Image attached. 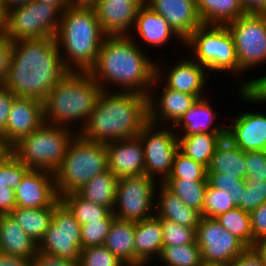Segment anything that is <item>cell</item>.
I'll use <instances>...</instances> for the list:
<instances>
[{
    "label": "cell",
    "instance_id": "cell-1",
    "mask_svg": "<svg viewBox=\"0 0 266 266\" xmlns=\"http://www.w3.org/2000/svg\"><path fill=\"white\" fill-rule=\"evenodd\" d=\"M138 42L130 36L104 37L95 66L89 71L102 91L149 96L156 77V61Z\"/></svg>",
    "mask_w": 266,
    "mask_h": 266
},
{
    "label": "cell",
    "instance_id": "cell-2",
    "mask_svg": "<svg viewBox=\"0 0 266 266\" xmlns=\"http://www.w3.org/2000/svg\"><path fill=\"white\" fill-rule=\"evenodd\" d=\"M12 59L3 87L16 97L43 101L69 71L56 38L12 41Z\"/></svg>",
    "mask_w": 266,
    "mask_h": 266
},
{
    "label": "cell",
    "instance_id": "cell-3",
    "mask_svg": "<svg viewBox=\"0 0 266 266\" xmlns=\"http://www.w3.org/2000/svg\"><path fill=\"white\" fill-rule=\"evenodd\" d=\"M148 122V96L102 91L87 122L77 134L89 142L106 144L138 136Z\"/></svg>",
    "mask_w": 266,
    "mask_h": 266
},
{
    "label": "cell",
    "instance_id": "cell-4",
    "mask_svg": "<svg viewBox=\"0 0 266 266\" xmlns=\"http://www.w3.org/2000/svg\"><path fill=\"white\" fill-rule=\"evenodd\" d=\"M104 37L91 5L72 4L65 8L55 37L65 68L69 72H89L95 66Z\"/></svg>",
    "mask_w": 266,
    "mask_h": 266
},
{
    "label": "cell",
    "instance_id": "cell-5",
    "mask_svg": "<svg viewBox=\"0 0 266 266\" xmlns=\"http://www.w3.org/2000/svg\"><path fill=\"white\" fill-rule=\"evenodd\" d=\"M101 92V86L89 72H68L43 100L44 122L78 133L87 122ZM77 123L81 124L80 127H76Z\"/></svg>",
    "mask_w": 266,
    "mask_h": 266
},
{
    "label": "cell",
    "instance_id": "cell-6",
    "mask_svg": "<svg viewBox=\"0 0 266 266\" xmlns=\"http://www.w3.org/2000/svg\"><path fill=\"white\" fill-rule=\"evenodd\" d=\"M107 170L106 144L89 142L77 134L70 142L61 166L54 173L58 197L77 192L91 178Z\"/></svg>",
    "mask_w": 266,
    "mask_h": 266
},
{
    "label": "cell",
    "instance_id": "cell-7",
    "mask_svg": "<svg viewBox=\"0 0 266 266\" xmlns=\"http://www.w3.org/2000/svg\"><path fill=\"white\" fill-rule=\"evenodd\" d=\"M76 131L43 123L12 146L13 155L29 169L55 173L61 166Z\"/></svg>",
    "mask_w": 266,
    "mask_h": 266
},
{
    "label": "cell",
    "instance_id": "cell-8",
    "mask_svg": "<svg viewBox=\"0 0 266 266\" xmlns=\"http://www.w3.org/2000/svg\"><path fill=\"white\" fill-rule=\"evenodd\" d=\"M184 47L209 73L231 72L239 79L236 49L227 25L202 24L184 41Z\"/></svg>",
    "mask_w": 266,
    "mask_h": 266
},
{
    "label": "cell",
    "instance_id": "cell-9",
    "mask_svg": "<svg viewBox=\"0 0 266 266\" xmlns=\"http://www.w3.org/2000/svg\"><path fill=\"white\" fill-rule=\"evenodd\" d=\"M60 19L55 6L33 0L7 11L1 17V32L11 41L55 38Z\"/></svg>",
    "mask_w": 266,
    "mask_h": 266
},
{
    "label": "cell",
    "instance_id": "cell-10",
    "mask_svg": "<svg viewBox=\"0 0 266 266\" xmlns=\"http://www.w3.org/2000/svg\"><path fill=\"white\" fill-rule=\"evenodd\" d=\"M158 184L145 174L119 178L112 210L116 219L138 222L154 216Z\"/></svg>",
    "mask_w": 266,
    "mask_h": 266
},
{
    "label": "cell",
    "instance_id": "cell-11",
    "mask_svg": "<svg viewBox=\"0 0 266 266\" xmlns=\"http://www.w3.org/2000/svg\"><path fill=\"white\" fill-rule=\"evenodd\" d=\"M234 40L239 76L266 63V28L259 14L241 15L226 24ZM260 65V66H259ZM243 73V74H242Z\"/></svg>",
    "mask_w": 266,
    "mask_h": 266
},
{
    "label": "cell",
    "instance_id": "cell-12",
    "mask_svg": "<svg viewBox=\"0 0 266 266\" xmlns=\"http://www.w3.org/2000/svg\"><path fill=\"white\" fill-rule=\"evenodd\" d=\"M138 137L145 156L144 174L163 183L171 173L173 159L178 151V135L172 126H160L148 122Z\"/></svg>",
    "mask_w": 266,
    "mask_h": 266
},
{
    "label": "cell",
    "instance_id": "cell-13",
    "mask_svg": "<svg viewBox=\"0 0 266 266\" xmlns=\"http://www.w3.org/2000/svg\"><path fill=\"white\" fill-rule=\"evenodd\" d=\"M81 249V225L60 202L54 208L51 223L38 243V250L78 262Z\"/></svg>",
    "mask_w": 266,
    "mask_h": 266
},
{
    "label": "cell",
    "instance_id": "cell-14",
    "mask_svg": "<svg viewBox=\"0 0 266 266\" xmlns=\"http://www.w3.org/2000/svg\"><path fill=\"white\" fill-rule=\"evenodd\" d=\"M195 237L201 250L202 261L230 264L247 249L237 237L223 228L215 218L201 217L196 228Z\"/></svg>",
    "mask_w": 266,
    "mask_h": 266
},
{
    "label": "cell",
    "instance_id": "cell-15",
    "mask_svg": "<svg viewBox=\"0 0 266 266\" xmlns=\"http://www.w3.org/2000/svg\"><path fill=\"white\" fill-rule=\"evenodd\" d=\"M155 90H159L158 94ZM198 99L197 96L167 88L155 77L148 96L149 122L159 126H173Z\"/></svg>",
    "mask_w": 266,
    "mask_h": 266
},
{
    "label": "cell",
    "instance_id": "cell-16",
    "mask_svg": "<svg viewBox=\"0 0 266 266\" xmlns=\"http://www.w3.org/2000/svg\"><path fill=\"white\" fill-rule=\"evenodd\" d=\"M187 56L185 55V59L183 58L175 64L172 63L173 66H170L169 70H166V67L163 68L164 64L160 66L156 62V77L167 88L197 96L199 99L204 98L206 96H203L205 94L203 91L205 90L204 87L207 86V78L210 73L203 65L193 60L189 55Z\"/></svg>",
    "mask_w": 266,
    "mask_h": 266
},
{
    "label": "cell",
    "instance_id": "cell-17",
    "mask_svg": "<svg viewBox=\"0 0 266 266\" xmlns=\"http://www.w3.org/2000/svg\"><path fill=\"white\" fill-rule=\"evenodd\" d=\"M16 207H51L58 199L54 173L30 169L14 189Z\"/></svg>",
    "mask_w": 266,
    "mask_h": 266
},
{
    "label": "cell",
    "instance_id": "cell-18",
    "mask_svg": "<svg viewBox=\"0 0 266 266\" xmlns=\"http://www.w3.org/2000/svg\"><path fill=\"white\" fill-rule=\"evenodd\" d=\"M141 5L140 1L96 0L91 6L105 36H129Z\"/></svg>",
    "mask_w": 266,
    "mask_h": 266
},
{
    "label": "cell",
    "instance_id": "cell-19",
    "mask_svg": "<svg viewBox=\"0 0 266 266\" xmlns=\"http://www.w3.org/2000/svg\"><path fill=\"white\" fill-rule=\"evenodd\" d=\"M226 127V137L243 151H266V113L243 110Z\"/></svg>",
    "mask_w": 266,
    "mask_h": 266
},
{
    "label": "cell",
    "instance_id": "cell-20",
    "mask_svg": "<svg viewBox=\"0 0 266 266\" xmlns=\"http://www.w3.org/2000/svg\"><path fill=\"white\" fill-rule=\"evenodd\" d=\"M44 122L43 101L16 97L13 100L6 128L1 132L13 146L22 137L37 130Z\"/></svg>",
    "mask_w": 266,
    "mask_h": 266
},
{
    "label": "cell",
    "instance_id": "cell-21",
    "mask_svg": "<svg viewBox=\"0 0 266 266\" xmlns=\"http://www.w3.org/2000/svg\"><path fill=\"white\" fill-rule=\"evenodd\" d=\"M108 169L119 179L144 174L145 156L138 136L106 143Z\"/></svg>",
    "mask_w": 266,
    "mask_h": 266
},
{
    "label": "cell",
    "instance_id": "cell-22",
    "mask_svg": "<svg viewBox=\"0 0 266 266\" xmlns=\"http://www.w3.org/2000/svg\"><path fill=\"white\" fill-rule=\"evenodd\" d=\"M145 4L163 16L183 41L203 24L196 0H148Z\"/></svg>",
    "mask_w": 266,
    "mask_h": 266
},
{
    "label": "cell",
    "instance_id": "cell-23",
    "mask_svg": "<svg viewBox=\"0 0 266 266\" xmlns=\"http://www.w3.org/2000/svg\"><path fill=\"white\" fill-rule=\"evenodd\" d=\"M133 28V31L136 32L133 33L134 35L130 34L129 36L133 40L137 36L142 41L141 43L151 47L154 46L153 48H163L175 38L184 45V41L174 32L164 17L158 15L145 3L138 8Z\"/></svg>",
    "mask_w": 266,
    "mask_h": 266
},
{
    "label": "cell",
    "instance_id": "cell-24",
    "mask_svg": "<svg viewBox=\"0 0 266 266\" xmlns=\"http://www.w3.org/2000/svg\"><path fill=\"white\" fill-rule=\"evenodd\" d=\"M218 116L220 115L214 110L211 101L204 97L198 99L172 128L178 136L198 133H226L227 122L223 123L222 121L219 124V121L216 122Z\"/></svg>",
    "mask_w": 266,
    "mask_h": 266
},
{
    "label": "cell",
    "instance_id": "cell-25",
    "mask_svg": "<svg viewBox=\"0 0 266 266\" xmlns=\"http://www.w3.org/2000/svg\"><path fill=\"white\" fill-rule=\"evenodd\" d=\"M134 247L135 264L158 261L163 247V231L156 215L135 222Z\"/></svg>",
    "mask_w": 266,
    "mask_h": 266
},
{
    "label": "cell",
    "instance_id": "cell-26",
    "mask_svg": "<svg viewBox=\"0 0 266 266\" xmlns=\"http://www.w3.org/2000/svg\"><path fill=\"white\" fill-rule=\"evenodd\" d=\"M155 200V215L158 218L168 219L196 230L202 217L201 213L191 207H187L163 183H159L157 186Z\"/></svg>",
    "mask_w": 266,
    "mask_h": 266
},
{
    "label": "cell",
    "instance_id": "cell-27",
    "mask_svg": "<svg viewBox=\"0 0 266 266\" xmlns=\"http://www.w3.org/2000/svg\"><path fill=\"white\" fill-rule=\"evenodd\" d=\"M37 250L38 244L10 214H0V252L31 259Z\"/></svg>",
    "mask_w": 266,
    "mask_h": 266
},
{
    "label": "cell",
    "instance_id": "cell-28",
    "mask_svg": "<svg viewBox=\"0 0 266 266\" xmlns=\"http://www.w3.org/2000/svg\"><path fill=\"white\" fill-rule=\"evenodd\" d=\"M246 167L245 151L225 137L217 145L207 173H224L245 180Z\"/></svg>",
    "mask_w": 266,
    "mask_h": 266
},
{
    "label": "cell",
    "instance_id": "cell-29",
    "mask_svg": "<svg viewBox=\"0 0 266 266\" xmlns=\"http://www.w3.org/2000/svg\"><path fill=\"white\" fill-rule=\"evenodd\" d=\"M29 170L13 154L0 163V214H10L16 207L14 189Z\"/></svg>",
    "mask_w": 266,
    "mask_h": 266
},
{
    "label": "cell",
    "instance_id": "cell-30",
    "mask_svg": "<svg viewBox=\"0 0 266 266\" xmlns=\"http://www.w3.org/2000/svg\"><path fill=\"white\" fill-rule=\"evenodd\" d=\"M135 222L115 219L104 246L124 264H135Z\"/></svg>",
    "mask_w": 266,
    "mask_h": 266
},
{
    "label": "cell",
    "instance_id": "cell-31",
    "mask_svg": "<svg viewBox=\"0 0 266 266\" xmlns=\"http://www.w3.org/2000/svg\"><path fill=\"white\" fill-rule=\"evenodd\" d=\"M226 137V133H198L178 136V150L208 168L217 145Z\"/></svg>",
    "mask_w": 266,
    "mask_h": 266
},
{
    "label": "cell",
    "instance_id": "cell-32",
    "mask_svg": "<svg viewBox=\"0 0 266 266\" xmlns=\"http://www.w3.org/2000/svg\"><path fill=\"white\" fill-rule=\"evenodd\" d=\"M61 202L60 198L51 206L45 208L15 207L10 215L37 244L47 231L54 212V208Z\"/></svg>",
    "mask_w": 266,
    "mask_h": 266
},
{
    "label": "cell",
    "instance_id": "cell-33",
    "mask_svg": "<svg viewBox=\"0 0 266 266\" xmlns=\"http://www.w3.org/2000/svg\"><path fill=\"white\" fill-rule=\"evenodd\" d=\"M117 181L118 178L108 169L91 178L77 193L85 200L112 211L115 206Z\"/></svg>",
    "mask_w": 266,
    "mask_h": 266
},
{
    "label": "cell",
    "instance_id": "cell-34",
    "mask_svg": "<svg viewBox=\"0 0 266 266\" xmlns=\"http://www.w3.org/2000/svg\"><path fill=\"white\" fill-rule=\"evenodd\" d=\"M196 6L203 24L226 25L245 14L240 0H196Z\"/></svg>",
    "mask_w": 266,
    "mask_h": 266
},
{
    "label": "cell",
    "instance_id": "cell-35",
    "mask_svg": "<svg viewBox=\"0 0 266 266\" xmlns=\"http://www.w3.org/2000/svg\"><path fill=\"white\" fill-rule=\"evenodd\" d=\"M60 200L80 225L101 221L102 219H116L109 208L85 200L77 192L64 194L60 197Z\"/></svg>",
    "mask_w": 266,
    "mask_h": 266
},
{
    "label": "cell",
    "instance_id": "cell-36",
    "mask_svg": "<svg viewBox=\"0 0 266 266\" xmlns=\"http://www.w3.org/2000/svg\"><path fill=\"white\" fill-rule=\"evenodd\" d=\"M163 184L187 206L202 213L208 181L166 179Z\"/></svg>",
    "mask_w": 266,
    "mask_h": 266
},
{
    "label": "cell",
    "instance_id": "cell-37",
    "mask_svg": "<svg viewBox=\"0 0 266 266\" xmlns=\"http://www.w3.org/2000/svg\"><path fill=\"white\" fill-rule=\"evenodd\" d=\"M215 220L233 236L237 237L247 248H254L250 215L241 208H234L221 213Z\"/></svg>",
    "mask_w": 266,
    "mask_h": 266
},
{
    "label": "cell",
    "instance_id": "cell-38",
    "mask_svg": "<svg viewBox=\"0 0 266 266\" xmlns=\"http://www.w3.org/2000/svg\"><path fill=\"white\" fill-rule=\"evenodd\" d=\"M158 259L162 266H200L202 262L201 250L196 241L185 245L163 246Z\"/></svg>",
    "mask_w": 266,
    "mask_h": 266
},
{
    "label": "cell",
    "instance_id": "cell-39",
    "mask_svg": "<svg viewBox=\"0 0 266 266\" xmlns=\"http://www.w3.org/2000/svg\"><path fill=\"white\" fill-rule=\"evenodd\" d=\"M167 179L208 181L207 168L178 150L174 156L172 170Z\"/></svg>",
    "mask_w": 266,
    "mask_h": 266
},
{
    "label": "cell",
    "instance_id": "cell-40",
    "mask_svg": "<svg viewBox=\"0 0 266 266\" xmlns=\"http://www.w3.org/2000/svg\"><path fill=\"white\" fill-rule=\"evenodd\" d=\"M234 208L236 206L233 204L232 197L229 196L227 191L215 189L208 184L203 201L202 217L215 218L221 213Z\"/></svg>",
    "mask_w": 266,
    "mask_h": 266
},
{
    "label": "cell",
    "instance_id": "cell-41",
    "mask_svg": "<svg viewBox=\"0 0 266 266\" xmlns=\"http://www.w3.org/2000/svg\"><path fill=\"white\" fill-rule=\"evenodd\" d=\"M207 180L211 187L224 192L227 191L236 207L240 205L246 188V181L244 179L224 173H207Z\"/></svg>",
    "mask_w": 266,
    "mask_h": 266
},
{
    "label": "cell",
    "instance_id": "cell-42",
    "mask_svg": "<svg viewBox=\"0 0 266 266\" xmlns=\"http://www.w3.org/2000/svg\"><path fill=\"white\" fill-rule=\"evenodd\" d=\"M78 263L79 266H124L125 265L104 245L82 248L79 255Z\"/></svg>",
    "mask_w": 266,
    "mask_h": 266
},
{
    "label": "cell",
    "instance_id": "cell-43",
    "mask_svg": "<svg viewBox=\"0 0 266 266\" xmlns=\"http://www.w3.org/2000/svg\"><path fill=\"white\" fill-rule=\"evenodd\" d=\"M163 231V246H177L194 243L196 230L175 223L174 221L159 218Z\"/></svg>",
    "mask_w": 266,
    "mask_h": 266
},
{
    "label": "cell",
    "instance_id": "cell-44",
    "mask_svg": "<svg viewBox=\"0 0 266 266\" xmlns=\"http://www.w3.org/2000/svg\"><path fill=\"white\" fill-rule=\"evenodd\" d=\"M115 219H102L81 225V248L104 245Z\"/></svg>",
    "mask_w": 266,
    "mask_h": 266
},
{
    "label": "cell",
    "instance_id": "cell-45",
    "mask_svg": "<svg viewBox=\"0 0 266 266\" xmlns=\"http://www.w3.org/2000/svg\"><path fill=\"white\" fill-rule=\"evenodd\" d=\"M238 97L249 104H266V73L261 77L244 80L237 88Z\"/></svg>",
    "mask_w": 266,
    "mask_h": 266
},
{
    "label": "cell",
    "instance_id": "cell-46",
    "mask_svg": "<svg viewBox=\"0 0 266 266\" xmlns=\"http://www.w3.org/2000/svg\"><path fill=\"white\" fill-rule=\"evenodd\" d=\"M245 181L246 188L242 195V202L238 208L250 213L266 202V180L254 181L245 179Z\"/></svg>",
    "mask_w": 266,
    "mask_h": 266
},
{
    "label": "cell",
    "instance_id": "cell-47",
    "mask_svg": "<svg viewBox=\"0 0 266 266\" xmlns=\"http://www.w3.org/2000/svg\"><path fill=\"white\" fill-rule=\"evenodd\" d=\"M246 178L254 181L266 180V151H246Z\"/></svg>",
    "mask_w": 266,
    "mask_h": 266
},
{
    "label": "cell",
    "instance_id": "cell-48",
    "mask_svg": "<svg viewBox=\"0 0 266 266\" xmlns=\"http://www.w3.org/2000/svg\"><path fill=\"white\" fill-rule=\"evenodd\" d=\"M249 215L255 248L256 244L266 237V202L250 212Z\"/></svg>",
    "mask_w": 266,
    "mask_h": 266
},
{
    "label": "cell",
    "instance_id": "cell-49",
    "mask_svg": "<svg viewBox=\"0 0 266 266\" xmlns=\"http://www.w3.org/2000/svg\"><path fill=\"white\" fill-rule=\"evenodd\" d=\"M12 41L0 32V86L6 80L12 59Z\"/></svg>",
    "mask_w": 266,
    "mask_h": 266
},
{
    "label": "cell",
    "instance_id": "cell-50",
    "mask_svg": "<svg viewBox=\"0 0 266 266\" xmlns=\"http://www.w3.org/2000/svg\"><path fill=\"white\" fill-rule=\"evenodd\" d=\"M30 266H79V263L37 250L30 259Z\"/></svg>",
    "mask_w": 266,
    "mask_h": 266
},
{
    "label": "cell",
    "instance_id": "cell-51",
    "mask_svg": "<svg viewBox=\"0 0 266 266\" xmlns=\"http://www.w3.org/2000/svg\"><path fill=\"white\" fill-rule=\"evenodd\" d=\"M230 266H266L264 258L255 248H247Z\"/></svg>",
    "mask_w": 266,
    "mask_h": 266
},
{
    "label": "cell",
    "instance_id": "cell-52",
    "mask_svg": "<svg viewBox=\"0 0 266 266\" xmlns=\"http://www.w3.org/2000/svg\"><path fill=\"white\" fill-rule=\"evenodd\" d=\"M16 96L10 91L0 86V132L6 128L8 115Z\"/></svg>",
    "mask_w": 266,
    "mask_h": 266
},
{
    "label": "cell",
    "instance_id": "cell-53",
    "mask_svg": "<svg viewBox=\"0 0 266 266\" xmlns=\"http://www.w3.org/2000/svg\"><path fill=\"white\" fill-rule=\"evenodd\" d=\"M0 266H30V259L0 252Z\"/></svg>",
    "mask_w": 266,
    "mask_h": 266
},
{
    "label": "cell",
    "instance_id": "cell-54",
    "mask_svg": "<svg viewBox=\"0 0 266 266\" xmlns=\"http://www.w3.org/2000/svg\"><path fill=\"white\" fill-rule=\"evenodd\" d=\"M242 8L247 14H259L266 10V0H240Z\"/></svg>",
    "mask_w": 266,
    "mask_h": 266
},
{
    "label": "cell",
    "instance_id": "cell-55",
    "mask_svg": "<svg viewBox=\"0 0 266 266\" xmlns=\"http://www.w3.org/2000/svg\"><path fill=\"white\" fill-rule=\"evenodd\" d=\"M12 145L6 140L5 136L0 132V163L5 162L11 155Z\"/></svg>",
    "mask_w": 266,
    "mask_h": 266
},
{
    "label": "cell",
    "instance_id": "cell-56",
    "mask_svg": "<svg viewBox=\"0 0 266 266\" xmlns=\"http://www.w3.org/2000/svg\"><path fill=\"white\" fill-rule=\"evenodd\" d=\"M33 0H2V16L12 8L26 5Z\"/></svg>",
    "mask_w": 266,
    "mask_h": 266
},
{
    "label": "cell",
    "instance_id": "cell-57",
    "mask_svg": "<svg viewBox=\"0 0 266 266\" xmlns=\"http://www.w3.org/2000/svg\"><path fill=\"white\" fill-rule=\"evenodd\" d=\"M55 6L60 12L72 5V0H37Z\"/></svg>",
    "mask_w": 266,
    "mask_h": 266
},
{
    "label": "cell",
    "instance_id": "cell-58",
    "mask_svg": "<svg viewBox=\"0 0 266 266\" xmlns=\"http://www.w3.org/2000/svg\"><path fill=\"white\" fill-rule=\"evenodd\" d=\"M255 249L262 255L266 263V237L261 239L255 246Z\"/></svg>",
    "mask_w": 266,
    "mask_h": 266
},
{
    "label": "cell",
    "instance_id": "cell-59",
    "mask_svg": "<svg viewBox=\"0 0 266 266\" xmlns=\"http://www.w3.org/2000/svg\"><path fill=\"white\" fill-rule=\"evenodd\" d=\"M200 266H230L229 263L202 261Z\"/></svg>",
    "mask_w": 266,
    "mask_h": 266
},
{
    "label": "cell",
    "instance_id": "cell-60",
    "mask_svg": "<svg viewBox=\"0 0 266 266\" xmlns=\"http://www.w3.org/2000/svg\"><path fill=\"white\" fill-rule=\"evenodd\" d=\"M96 0H72L75 5H92Z\"/></svg>",
    "mask_w": 266,
    "mask_h": 266
},
{
    "label": "cell",
    "instance_id": "cell-61",
    "mask_svg": "<svg viewBox=\"0 0 266 266\" xmlns=\"http://www.w3.org/2000/svg\"><path fill=\"white\" fill-rule=\"evenodd\" d=\"M260 18L263 20L265 28H266V10L259 13Z\"/></svg>",
    "mask_w": 266,
    "mask_h": 266
},
{
    "label": "cell",
    "instance_id": "cell-62",
    "mask_svg": "<svg viewBox=\"0 0 266 266\" xmlns=\"http://www.w3.org/2000/svg\"><path fill=\"white\" fill-rule=\"evenodd\" d=\"M151 263H136V264H125L124 266H150Z\"/></svg>",
    "mask_w": 266,
    "mask_h": 266
},
{
    "label": "cell",
    "instance_id": "cell-63",
    "mask_svg": "<svg viewBox=\"0 0 266 266\" xmlns=\"http://www.w3.org/2000/svg\"><path fill=\"white\" fill-rule=\"evenodd\" d=\"M0 17H2V0H0Z\"/></svg>",
    "mask_w": 266,
    "mask_h": 266
},
{
    "label": "cell",
    "instance_id": "cell-64",
    "mask_svg": "<svg viewBox=\"0 0 266 266\" xmlns=\"http://www.w3.org/2000/svg\"><path fill=\"white\" fill-rule=\"evenodd\" d=\"M142 4L146 3L148 0H139Z\"/></svg>",
    "mask_w": 266,
    "mask_h": 266
}]
</instances>
